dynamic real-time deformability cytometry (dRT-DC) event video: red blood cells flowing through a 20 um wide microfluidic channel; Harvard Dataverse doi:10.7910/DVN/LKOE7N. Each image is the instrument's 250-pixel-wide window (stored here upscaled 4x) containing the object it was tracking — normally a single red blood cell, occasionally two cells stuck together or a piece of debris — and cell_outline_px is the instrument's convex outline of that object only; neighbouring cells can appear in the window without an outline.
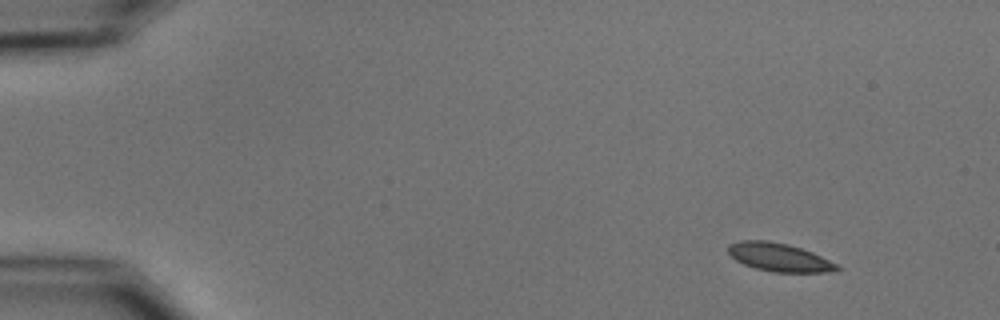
{"species": "common noctule bat (a hibernating species)", "species_latin": "Nyctalus noctula", "temperature_condition": "cold", "stored_images_in_passage": 4, "camera_frame_rate_fps": 3000, "um_per_image_px": 0.085, "animal": {"sex": "male", "body_mass_g": 15.6}, "frame": {"image": 1, "passage_image": 1, "time_ms": 0.0, "image_size_px": [1000, 320], "cell_outline_px": [[840, 268], [836, 272], [772, 272], [756, 268], [744, 264], [736, 260], [728, 252], [728, 244], [740, 240], [768, 240], [788, 244], [812, 252], [840, 264]], "centroid_in_image_um": [66.27, 21.87], "position_along_channel_um": 18.7, "area_um2": 18.09}}
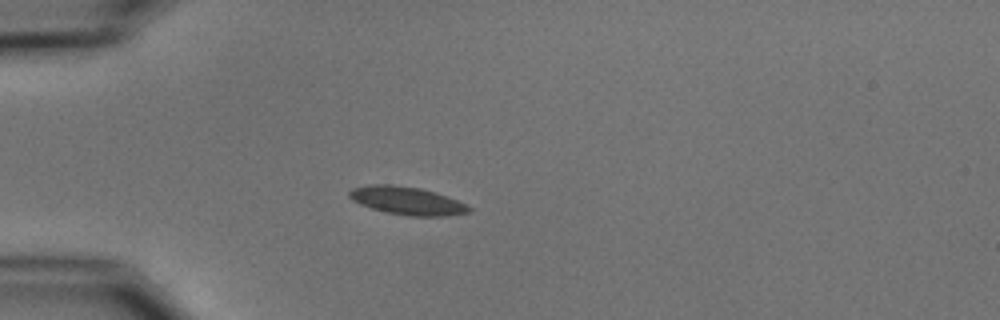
{"frame": {"image": 2, "passage_image": 3, "time_ms": 3.333, "image_size_px": [1000, 320], "cell_outline_px": [[472, 212], [444, 216], [408, 216], [388, 212], [372, 208], [360, 204], [352, 200], [348, 196], [348, 192], [352, 188], [368, 184], [392, 184], [420, 188], [436, 192], [468, 204], [472, 208]], "centroid_in_image_um": [34.62, 17.05], "position_along_channel_um": 50.4, "area_um2": 19.71}}